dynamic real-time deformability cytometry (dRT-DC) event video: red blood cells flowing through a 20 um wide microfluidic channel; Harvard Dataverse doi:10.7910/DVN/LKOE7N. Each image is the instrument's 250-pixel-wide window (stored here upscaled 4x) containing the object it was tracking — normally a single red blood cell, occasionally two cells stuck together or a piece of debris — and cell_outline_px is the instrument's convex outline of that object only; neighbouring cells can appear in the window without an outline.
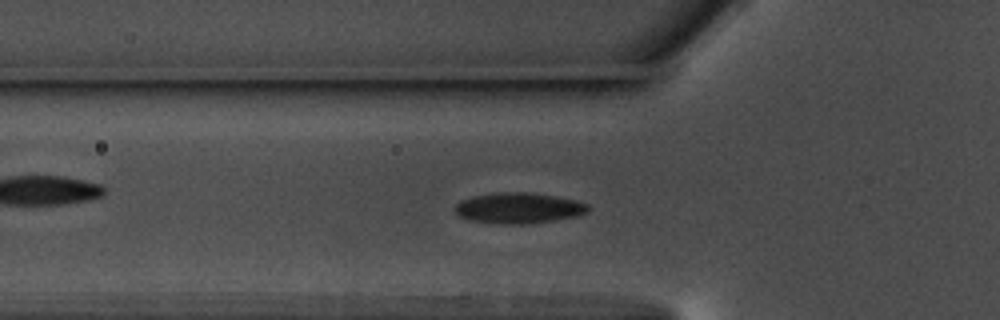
{"species": "common noctule bat (a hibernating species)", "species_latin": "Nyctalus noctula", "temperature_condition": "warm", "stored_images_in_passage": 57, "camera_frame_rate_fps": 3000, "um_per_image_px": 0.085, "animal": {"sex": "male", "body_mass_g": 17.5, "forearm_length_mm": 52.3}, "frame": {"image": 1, "passage_image": 19, "time_ms": 6.0, "image_size_px": [1000, 320], "cell_outline_px": [[588, 212], [576, 216], [556, 220], [524, 224], [504, 224], [468, 220], [460, 216], [452, 208], [460, 200], [476, 196], [496, 192], [528, 192], [556, 196], [576, 200], [588, 204]], "centroid_in_image_um": [44.07, 17.68], "position_along_channel_um": 81.7, "area_um2": 23.87}}
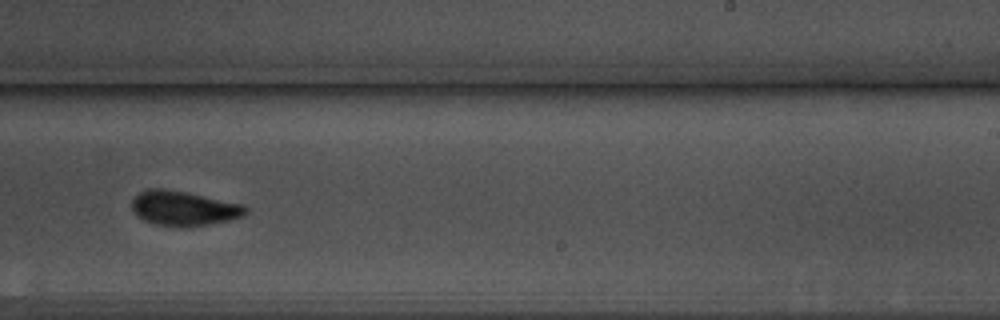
{"frame": {"image": 2, "passage_image": 35, "time_ms": 11.333, "image_size_px": [1000, 320], "cell_outline_px": [[248, 212], [244, 216], [212, 224], [180, 228], [152, 224], [144, 220], [132, 208], [132, 200], [140, 192], [148, 188], [164, 188], [188, 192], [244, 204], [248, 208]], "centroid_in_image_um": [15.66, 17.71], "position_along_channel_um": 273.3, "area_um2": 23.35}}
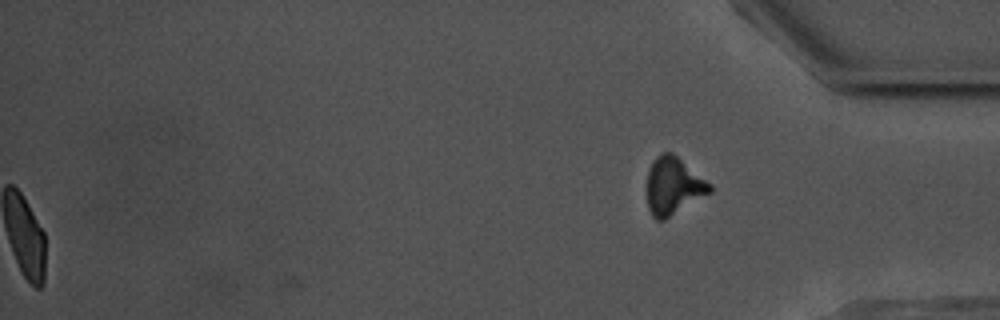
{"frame": {"image": 3, "passage_image": 57, "time_ms": 18.667, "image_size_px": [1000, 320], "cell_outline_px": [[712, 192], [664, 220], [656, 220], [652, 216], [648, 208], [648, 172], [656, 156], [660, 152], [672, 152], [712, 184]], "centroid_in_image_um": [57.26, 15.81], "position_along_channel_um": 377.9, "area_um2": 20.92}, "authors_computed_cell_mechanics": {"area_um2": 22.831, "velocity_mm_per_s": 3.6011, "shape_relaxation_time_tau1_ms": 3.1819, "shape_relaxation_time_tau2_ms": 1.4303, "deformation_change_tau1": 0.103, "deformation_change_tau2": 0.0671}}